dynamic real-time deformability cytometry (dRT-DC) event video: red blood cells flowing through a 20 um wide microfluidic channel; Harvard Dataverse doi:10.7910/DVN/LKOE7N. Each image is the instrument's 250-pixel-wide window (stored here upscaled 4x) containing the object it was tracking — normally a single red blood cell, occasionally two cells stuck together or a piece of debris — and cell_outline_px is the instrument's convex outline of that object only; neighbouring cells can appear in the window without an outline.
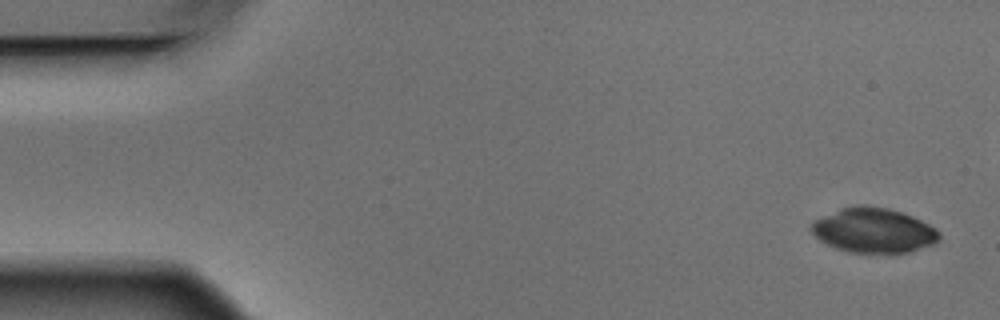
{"species": "Egyptian fruit bat (a non-hibernating species)", "species_latin": "Rousettus aegyptiacus", "temperature_condition": "warm", "stored_images_in_passage": 5, "camera_frame_rate_fps": 3000, "um_per_image_px": 0.085, "animal": {"sex": "male"}, "frame": {"image": 1, "passage_image": 1, "time_ms": 0.0, "image_size_px": [1000, 320], "cell_outline_px": [[940, 240], [932, 244], [908, 252], [848, 252], [836, 248], [820, 240], [812, 232], [812, 224], [816, 220], [840, 208], [856, 204], [864, 204], [888, 208], [904, 212], [936, 228], [940, 232]], "centroid_in_image_um": [74.28, 19.56], "position_along_channel_um": 10.7, "area_um2": 33.12}}